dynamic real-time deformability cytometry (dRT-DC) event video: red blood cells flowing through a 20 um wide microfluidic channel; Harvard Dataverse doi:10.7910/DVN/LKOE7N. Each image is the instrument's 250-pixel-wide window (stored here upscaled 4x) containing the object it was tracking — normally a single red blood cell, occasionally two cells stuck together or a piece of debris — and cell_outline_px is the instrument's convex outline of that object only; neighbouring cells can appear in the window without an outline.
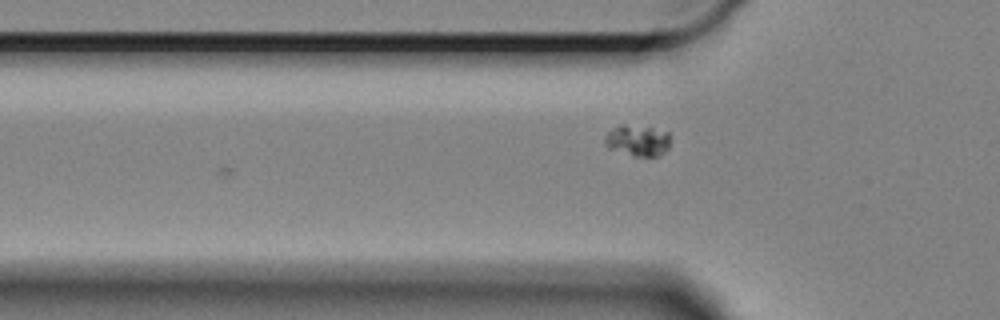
{"species": "Egyptian fruit bat (a non-hibernating species)", "species_latin": "Rousettus aegyptiacus", "temperature_condition": "cold", "stored_images_in_passage": 17, "camera_frame_rate_fps": 3000, "um_per_image_px": 0.085, "animal": {"sex": "female"}, "frame": {"image": 1, "passage_image": 17, "time_ms": 5.333, "image_size_px": [1000, 320], "cell_outline_px": [[668, 148], [660, 156], [632, 156], [608, 148], [604, 144], [604, 136], [612, 128], [620, 124], [624, 124], [652, 128], [668, 132]], "centroid_in_image_um": [54.14, 11.95], "position_along_channel_um": 71.7, "area_um2": 11.91}}